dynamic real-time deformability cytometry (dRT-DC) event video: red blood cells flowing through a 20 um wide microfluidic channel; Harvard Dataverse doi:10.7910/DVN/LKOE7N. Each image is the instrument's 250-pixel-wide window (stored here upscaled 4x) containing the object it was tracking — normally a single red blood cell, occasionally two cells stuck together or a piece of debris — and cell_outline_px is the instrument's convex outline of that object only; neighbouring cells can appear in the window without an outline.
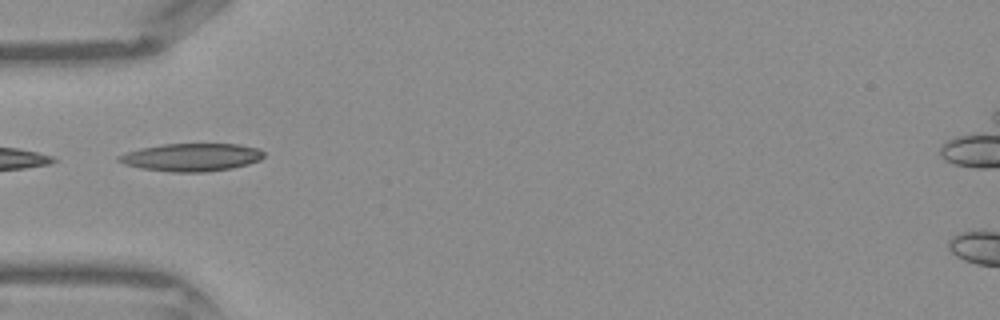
{"species": "Egyptian fruit bat (a non-hibernating species)", "species_latin": "Rousettus aegyptiacus", "temperature_condition": "warm", "stored_images_in_passage": 30, "camera_frame_rate_fps": 3000, "um_per_image_px": 0.085, "frame": {"image": 1, "passage_image": 1, "time_ms": 0.0, "image_size_px": [1000, 320], "cell_outline_px": [[264, 156], [260, 160], [248, 164], [232, 168], [204, 172], [168, 172], [140, 168], [124, 164], [116, 160], [116, 156], [140, 148], [160, 144], [240, 144], [256, 148], [264, 152]], "centroid_in_image_um": [16.25, 13.37], "position_along_channel_um": 68.8, "area_um2": 23.64}}
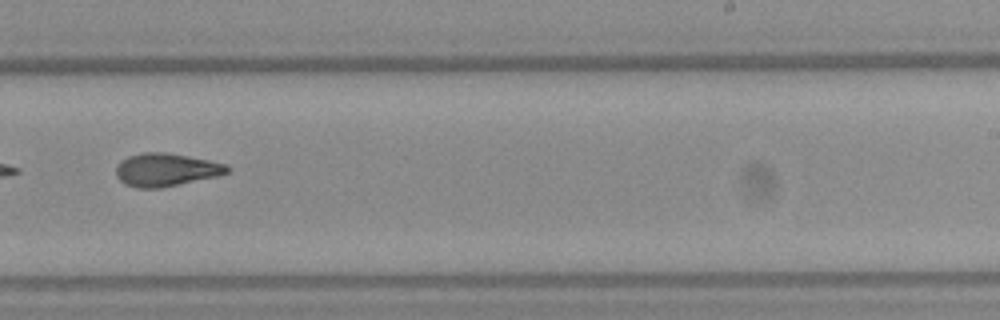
{"frame": {"image": 2, "passage_image": 14, "time_ms": 4.333, "image_size_px": [1000, 320], "cell_outline_px": [[228, 172], [216, 176], [160, 188], [136, 188], [124, 184], [116, 176], [116, 168], [128, 156], [144, 152], [168, 152], [208, 160], [224, 164], [228, 168]], "centroid_in_image_um": [14.07, 14.43], "position_along_channel_um": 274.9, "area_um2": 21.04}}
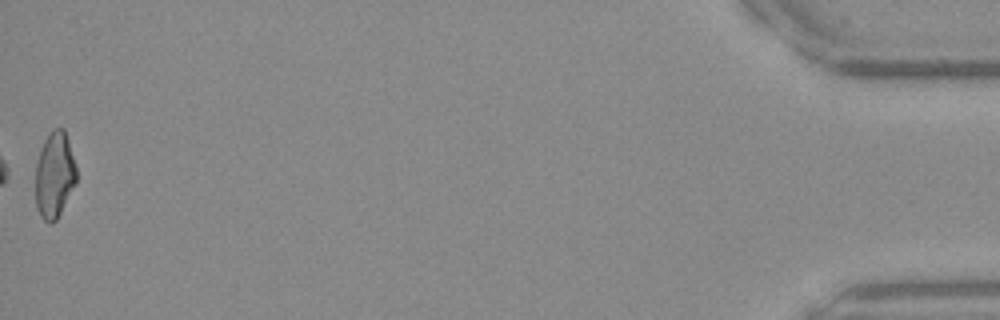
{"frame": {"image": 3, "passage_image": 30, "time_ms": 9.667, "image_size_px": [1000, 320], "cell_outline_px": [[76, 184], [56, 220], [52, 224], [48, 224], [40, 216], [36, 204], [36, 164], [44, 140], [52, 128], [64, 128], [68, 140], [76, 168]], "centroid_in_image_um": [4.63, 14.89], "position_along_channel_um": 430.6, "area_um2": 20.46}}